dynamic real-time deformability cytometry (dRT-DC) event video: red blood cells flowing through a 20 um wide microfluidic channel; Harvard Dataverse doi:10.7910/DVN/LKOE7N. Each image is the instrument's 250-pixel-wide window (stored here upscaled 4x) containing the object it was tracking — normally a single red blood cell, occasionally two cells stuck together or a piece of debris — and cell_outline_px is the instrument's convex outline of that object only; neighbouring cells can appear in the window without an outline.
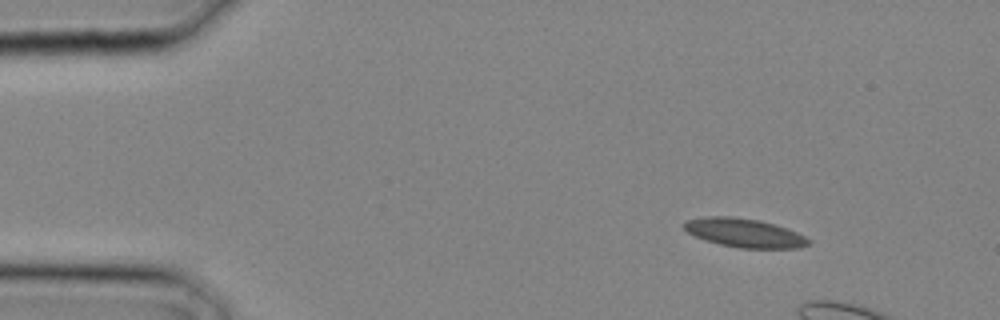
{"species": "common noctule bat (a hibernating species)", "species_latin": "Nyctalus noctula", "temperature_condition": "cold", "stored_images_in_passage": 4, "camera_frame_rate_fps": 3000, "um_per_image_px": 0.085, "animal": {"sex": "male", "body_mass_g": 20.4}, "frame": {"image": 1, "passage_image": 1, "time_ms": 0.0, "image_size_px": [1000, 320], "cell_outline_px": [[812, 244], [800, 248], [740, 248], [720, 244], [704, 240], [688, 232], [684, 228], [684, 220], [708, 216], [732, 216], [760, 220], [796, 232], [812, 240]], "centroid_in_image_um": [63.28, 19.8], "position_along_channel_um": 21.7, "area_um2": 20.87}}